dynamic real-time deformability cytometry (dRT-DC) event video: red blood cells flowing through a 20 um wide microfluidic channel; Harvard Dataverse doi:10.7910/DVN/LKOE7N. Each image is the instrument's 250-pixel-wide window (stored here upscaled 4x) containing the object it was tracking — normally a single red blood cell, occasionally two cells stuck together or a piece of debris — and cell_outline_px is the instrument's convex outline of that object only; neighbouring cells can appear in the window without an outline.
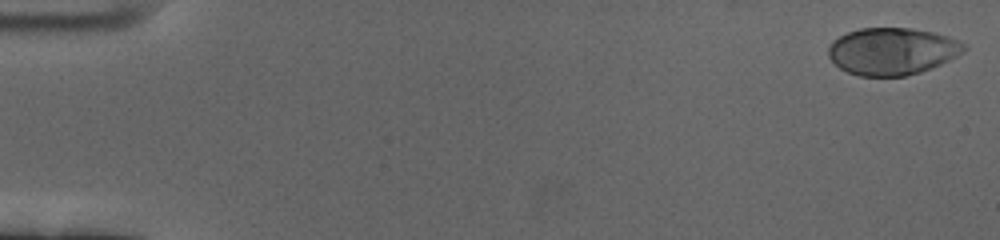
{"species": "human", "species_latin": "Homo sapiens", "temperature_condition": "cold", "stored_images_in_passage": 14, "camera_frame_rate_fps": 3000, "um_per_image_px": 0.085, "donor": {"sex": "female"}, "frame": {"image": 1, "passage_image": 1, "time_ms": 0.0, "image_size_px": [1000, 240], "cell_outline_px": [[968, 48], [964, 52], [940, 64], [920, 72], [904, 76], [860, 76], [848, 72], [840, 68], [828, 56], [828, 48], [832, 40], [848, 32], [860, 28], [912, 28], [932, 32], [948, 36], [960, 40], [968, 44]], "centroid_in_image_um": [75.86, 4.35], "position_along_channel_um": 9.1, "area_um2": 37.34}}